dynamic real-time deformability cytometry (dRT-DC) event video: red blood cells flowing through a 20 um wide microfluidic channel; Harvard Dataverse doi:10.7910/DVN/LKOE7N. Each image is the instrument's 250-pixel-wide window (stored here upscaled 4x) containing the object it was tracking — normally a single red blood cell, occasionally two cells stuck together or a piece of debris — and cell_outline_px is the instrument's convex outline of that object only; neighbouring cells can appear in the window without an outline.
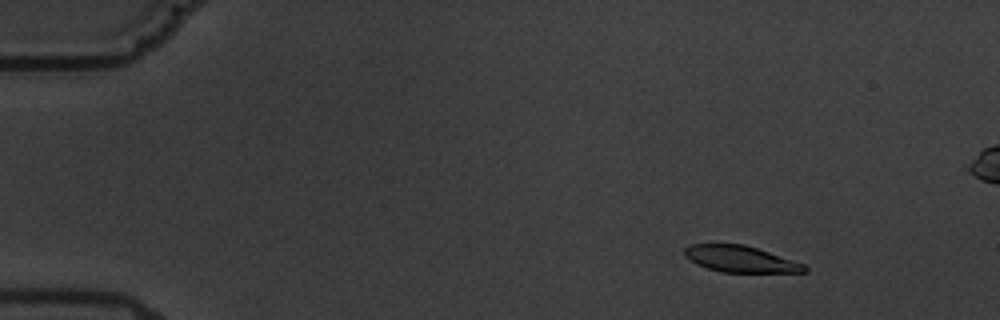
{"species": "common noctule bat (a hibernating species)", "species_latin": "Nyctalus noctula", "temperature_condition": "warm", "stored_images_in_passage": 5, "camera_frame_rate_fps": 3000, "um_per_image_px": 0.085, "animal": {"sex": "male", "body_mass_g": 19.5, "forearm_length_mm": 54.6}, "frame": {"image": 1, "passage_image": 2, "time_ms": 2.0, "image_size_px": [1000, 320], "cell_outline_px": [[808, 272], [720, 272], [696, 264], [684, 256], [684, 248], [692, 244], [744, 244], [804, 264], [808, 268]], "centroid_in_image_um": [62.91, 22.02], "position_along_channel_um": 22.1, "area_um2": 18.26}}